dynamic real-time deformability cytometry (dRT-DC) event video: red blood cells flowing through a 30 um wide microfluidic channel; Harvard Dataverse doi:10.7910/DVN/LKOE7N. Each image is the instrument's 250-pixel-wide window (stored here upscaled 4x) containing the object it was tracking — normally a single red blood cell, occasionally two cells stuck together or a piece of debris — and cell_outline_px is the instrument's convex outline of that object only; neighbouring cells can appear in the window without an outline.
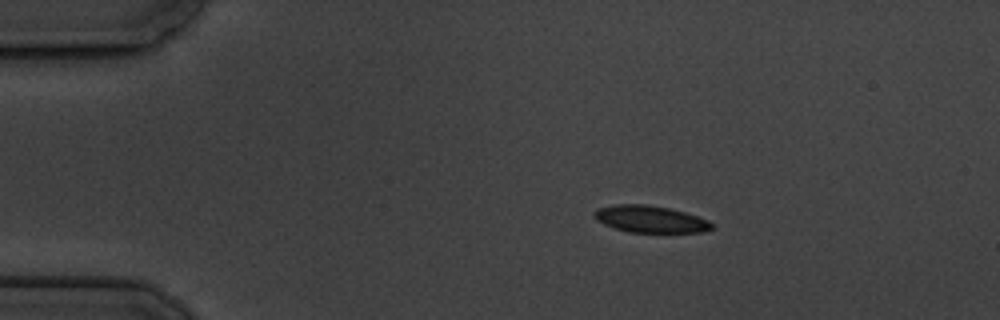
{"species": "common noctule bat (a hibernating species)", "species_latin": "Nyctalus noctula", "temperature_condition": "cold", "stored_images_in_passage": 4, "camera_frame_rate_fps": 3000, "um_per_image_px": 0.085, "animal": {"sex": "male", "body_mass_g": 19.5, "forearm_length_mm": 54.6}, "frame": {"image": 1, "passage_image": 2, "time_ms": 2.333, "image_size_px": [1000, 320], "cell_outline_px": [[712, 228], [704, 232], [628, 232], [604, 224], [596, 220], [592, 216], [592, 212], [596, 208], [612, 204], [648, 204], [668, 208], [684, 212], [708, 220], [712, 224]], "centroid_in_image_um": [55.2, 18.61], "position_along_channel_um": 29.8, "area_um2": 18.5}}